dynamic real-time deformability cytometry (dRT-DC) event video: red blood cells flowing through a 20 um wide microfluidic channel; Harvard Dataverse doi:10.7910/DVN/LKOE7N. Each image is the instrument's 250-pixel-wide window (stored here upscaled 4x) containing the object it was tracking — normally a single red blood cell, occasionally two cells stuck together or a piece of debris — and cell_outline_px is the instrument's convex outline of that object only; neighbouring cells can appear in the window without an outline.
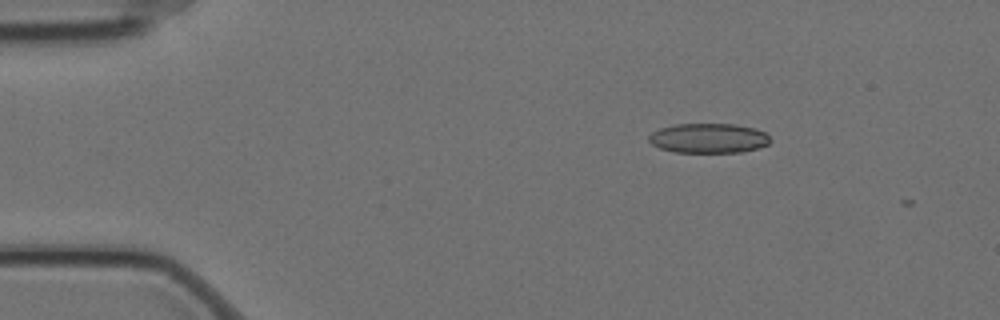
{"species": "Egyptian fruit bat (a non-hibernating species)", "species_latin": "Rousettus aegyptiacus", "temperature_condition": "cold", "stored_images_in_passage": 2, "camera_frame_rate_fps": 3000, "um_per_image_px": 0.085, "animal": {"sex": "female"}, "frame": {"image": 1, "passage_image": 1, "time_ms": 0.0, "image_size_px": [1000, 320], "cell_outline_px": [[772, 140], [768, 144], [744, 152], [676, 152], [660, 148], [652, 144], [648, 140], [648, 136], [652, 132], [660, 128], [676, 124], [736, 124], [756, 128], [764, 132]], "centroid_in_image_um": [60.24, 11.74], "position_along_channel_um": 24.8, "area_um2": 21.04}}